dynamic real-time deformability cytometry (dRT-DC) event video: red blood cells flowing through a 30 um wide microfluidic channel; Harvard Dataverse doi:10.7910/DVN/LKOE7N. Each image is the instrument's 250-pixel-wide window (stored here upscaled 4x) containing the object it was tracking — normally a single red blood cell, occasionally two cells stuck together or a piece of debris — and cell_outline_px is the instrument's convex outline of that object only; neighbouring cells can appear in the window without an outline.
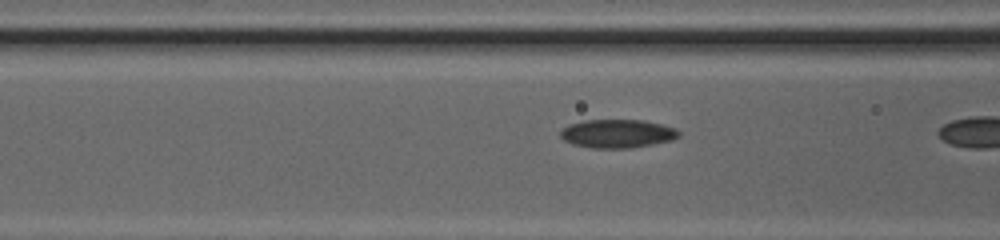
{"species": "common noctule bat (a hibernating species)", "species_latin": "Nyctalus noctula", "temperature_condition": "cold", "stored_images_in_passage": 9, "camera_frame_rate_fps": 3000, "um_per_image_px": 0.085, "animal": {"sex": "female", "body_mass_g": 20.0, "forearm_length_mm": 54.0}, "frame": {"image": 1, "passage_image": 8, "time_ms": 2.333, "image_size_px": [1000, 240], "cell_outline_px": [[680, 136], [672, 140], [652, 144], [628, 148], [592, 148], [572, 144], [564, 140], [560, 136], [560, 132], [568, 124], [584, 120], [644, 120], [676, 128], [680, 132]], "centroid_in_image_um": [52.47, 11.35], "position_along_channel_um": 114.1, "area_um2": 19.65}}